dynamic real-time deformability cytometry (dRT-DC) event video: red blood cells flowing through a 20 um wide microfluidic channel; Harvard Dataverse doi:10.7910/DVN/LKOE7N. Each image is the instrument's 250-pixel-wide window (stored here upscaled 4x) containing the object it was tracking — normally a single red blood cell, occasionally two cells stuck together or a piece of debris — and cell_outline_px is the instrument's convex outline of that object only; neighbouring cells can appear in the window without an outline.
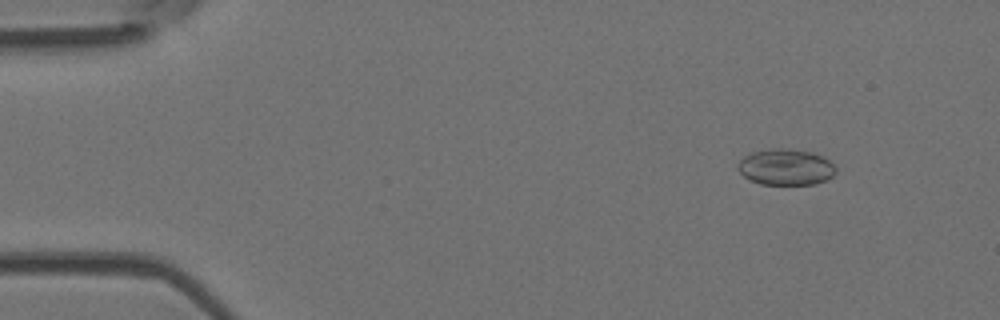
{"species": "Egyptian fruit bat (a non-hibernating species)", "species_latin": "Rousettus aegyptiacus", "temperature_condition": "room temperature", "stored_images_in_passage": 51, "camera_frame_rate_fps": 3000, "um_per_image_px": 0.085, "animal": {"sex": "female"}, "frame": {"image": 1, "passage_image": 6, "time_ms": 1.667, "image_size_px": [1000, 320], "cell_outline_px": [[836, 172], [832, 176], [816, 184], [760, 184], [744, 176], [736, 168], [740, 160], [748, 152], [772, 148], [780, 148], [812, 152], [824, 156], [836, 168]], "centroid_in_image_um": [66.77, 14.19], "position_along_channel_um": 18.2, "area_um2": 20.63}}
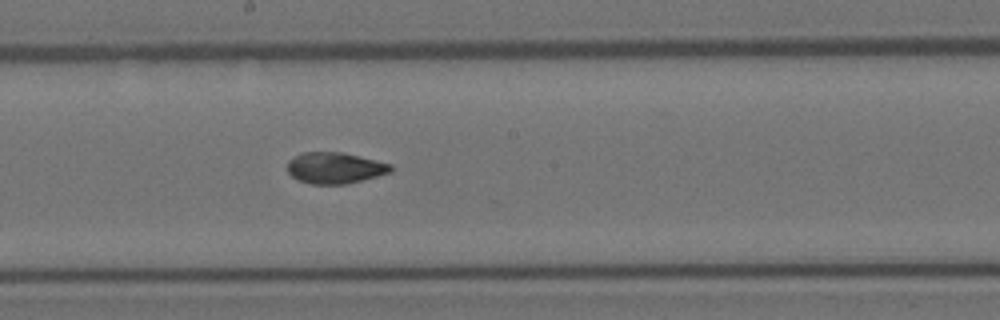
{"frame": {"image": 2, "passage_image": 28, "time_ms": 9.0, "image_size_px": [1000, 320], "cell_outline_px": [[392, 172], [348, 184], [312, 184], [296, 180], [288, 172], [288, 160], [304, 152], [344, 152], [392, 164]], "centroid_in_image_um": [28.48, 14.28], "position_along_channel_um": 219.7, "area_um2": 18.9}}
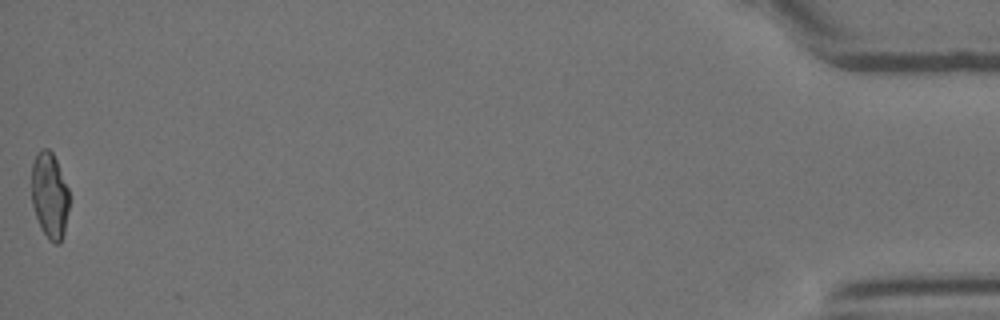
{"frame": {"image": 3, "passage_image": 51, "time_ms": 16.667, "image_size_px": [1000, 320], "cell_outline_px": [[68, 208], [64, 232], [60, 244], [56, 244], [48, 240], [40, 228], [32, 204], [32, 164], [40, 148], [48, 148], [52, 152], [56, 160], [68, 188]], "centroid_in_image_um": [4.21, 16.63], "position_along_channel_um": 431.0, "area_um2": 18.79}, "authors_computed_cell_mechanics": {"area_um2": 19.4786, "velocity_mm_per_s": 4.0404, "shape_relaxation_time_tau1_ms": 8.913, "shape_relaxation_time_tau2_ms": 2.0611, "deformation_change_tau1": 0.178, "deformation_change_tau2": 0.0628}}